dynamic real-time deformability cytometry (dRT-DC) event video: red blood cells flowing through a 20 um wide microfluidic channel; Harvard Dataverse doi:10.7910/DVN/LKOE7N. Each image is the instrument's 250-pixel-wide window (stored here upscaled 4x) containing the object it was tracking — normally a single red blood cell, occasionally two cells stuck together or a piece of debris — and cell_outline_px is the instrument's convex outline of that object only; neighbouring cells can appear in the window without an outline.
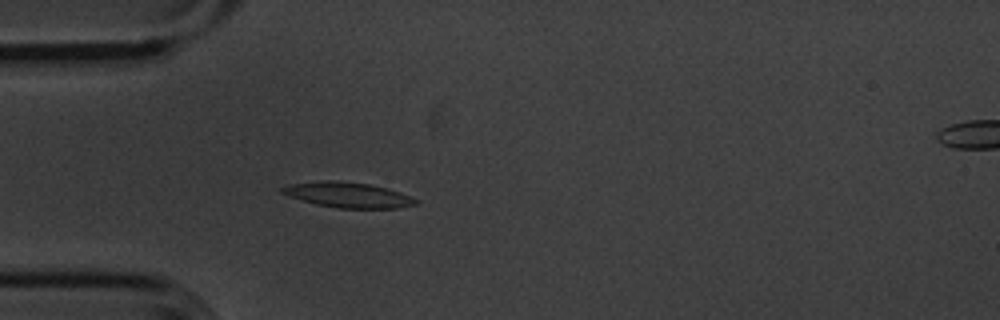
{"species": "common noctule bat (a hibernating species)", "species_latin": "Nyctalus noctula", "temperature_condition": "cold", "stored_images_in_passage": 41, "camera_frame_rate_fps": 3000, "um_per_image_px": 0.085, "animal": {"sex": "male", "body_mass_g": 20.1, "forearm_length_mm": 53.5}, "frame": {"image": 1, "passage_image": 7, "time_ms": 2.0, "image_size_px": [1000, 320], "cell_outline_px": [[420, 200], [416, 204], [396, 208], [340, 208], [316, 204], [280, 192], [280, 188], [288, 184], [328, 180], [336, 180], [368, 184], [400, 192]], "centroid_in_image_um": [29.59, 16.56], "position_along_channel_um": 55.4, "area_um2": 19.36}}
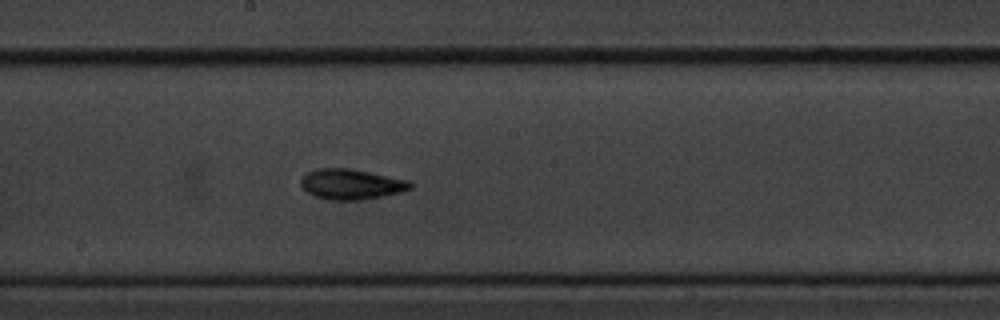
{"frame": {"image": 2, "passage_image": 21, "time_ms": 6.667, "image_size_px": [1000, 320], "cell_outline_px": [[412, 188], [400, 192], [360, 200], [328, 200], [316, 196], [308, 192], [300, 184], [300, 180], [308, 172], [316, 168], [348, 168], [412, 180]], "centroid_in_image_um": [29.87, 15.65], "position_along_channel_um": 218.3, "area_um2": 19.31}}
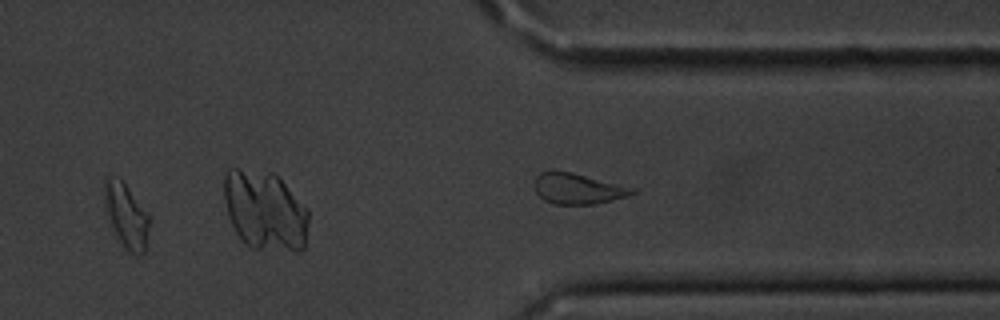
{"frame": {"image": 3, "passage_image": 33, "time_ms": 10.667, "image_size_px": [1000, 320], "cell_outline_px": [[152, 220], [144, 252], [140, 256], [124, 252], [108, 216], [104, 196], [104, 176], [120, 176], [124, 180], [148, 212]], "centroid_in_image_um": [10.78, 18.31], "position_along_channel_um": 400.6, "area_um2": 17.63}, "authors_computed_cell_mechanics": {"area_um2": 18.785, "velocity_mm_per_s": 3.598, "shape_relaxation_time_tau1_ms": 3.0993, "shape_relaxation_time_tau2_ms": 4.5101, "deformation_change_tau1": 0.1265, "deformation_change_tau2": 0.1279}}